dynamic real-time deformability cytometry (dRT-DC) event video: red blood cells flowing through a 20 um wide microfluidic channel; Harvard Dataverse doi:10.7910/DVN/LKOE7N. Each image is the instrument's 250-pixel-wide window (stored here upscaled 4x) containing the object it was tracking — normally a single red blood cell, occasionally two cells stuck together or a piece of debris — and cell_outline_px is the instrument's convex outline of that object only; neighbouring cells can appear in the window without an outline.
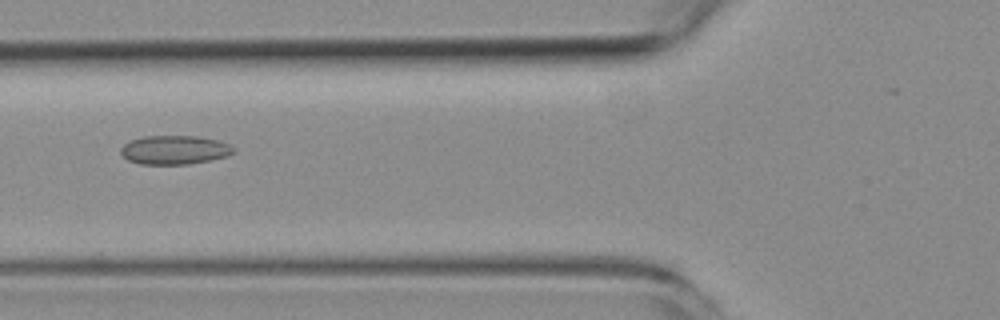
{"species": "common noctule bat (a hibernating species)", "species_latin": "Nyctalus noctula", "temperature_condition": "room temperature", "stored_images_in_passage": 6, "camera_frame_rate_fps": 3000, "um_per_image_px": 0.085, "animal": {"sex": "female", "body_mass_g": 19.3, "forearm_length_mm": 54.1}, "frame": {"image": 1, "passage_image": 3, "time_ms": 3.333, "image_size_px": [1000, 320], "cell_outline_px": [[236, 152], [228, 156], [212, 160], [188, 164], [140, 164], [128, 160], [120, 152], [120, 148], [124, 144], [132, 140], [144, 136], [196, 136], [216, 140], [228, 144], [236, 148]], "centroid_in_image_um": [14.86, 12.75], "position_along_channel_um": 110.9, "area_um2": 19.02}}
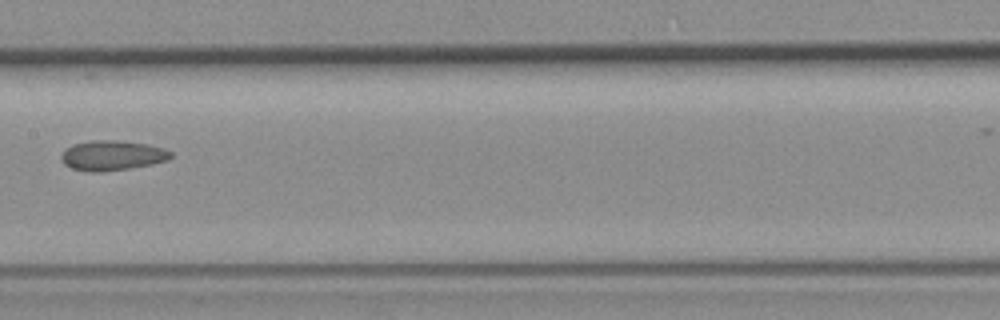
{"frame": {"image": 2, "passage_image": 5, "time_ms": 5.667, "image_size_px": [1000, 320], "cell_outline_px": [[172, 156], [168, 160], [152, 164], [132, 168], [100, 172], [88, 172], [72, 168], [64, 164], [60, 160], [60, 156], [64, 148], [72, 144], [92, 140], [116, 140], [148, 144], [164, 148], [172, 152]], "centroid_in_image_um": [9.51, 13.21], "position_along_channel_um": 197.9, "area_um2": 19.42}}
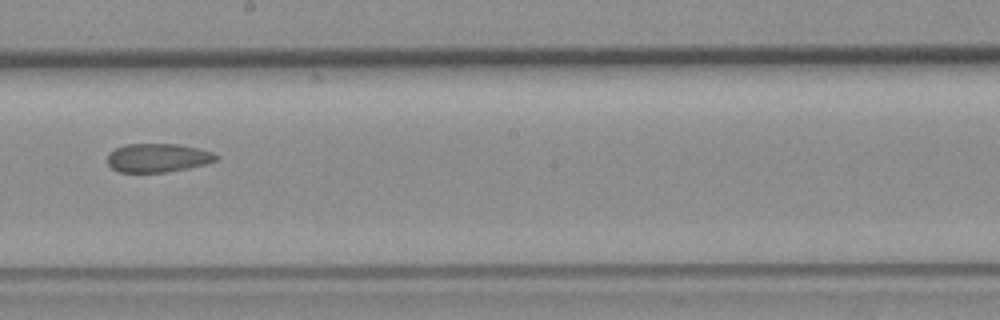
{"frame": {"image": 3, "passage_image": 6, "time_ms": 6.667, "image_size_px": [1000, 320], "cell_outline_px": [[220, 156], [216, 160], [204, 164], [188, 168], [164, 172], [120, 172], [112, 168], [108, 164], [108, 152], [116, 148], [128, 144], [180, 144], [212, 152]], "centroid_in_image_um": [13.4, 13.41], "position_along_channel_um": 234.8, "area_um2": 18.03}}